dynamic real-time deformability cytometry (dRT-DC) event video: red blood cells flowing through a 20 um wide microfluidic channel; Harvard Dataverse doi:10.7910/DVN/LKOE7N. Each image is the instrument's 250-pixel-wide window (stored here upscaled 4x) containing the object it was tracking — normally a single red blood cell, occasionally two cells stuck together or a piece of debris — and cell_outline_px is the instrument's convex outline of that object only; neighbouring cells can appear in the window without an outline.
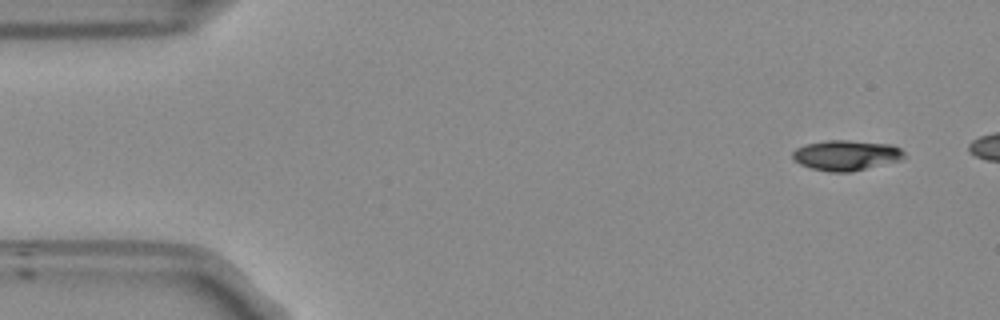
{"species": "Egyptian fruit bat (a non-hibernating species)", "species_latin": "Rousettus aegyptiacus", "temperature_condition": "room temperature", "stored_images_in_passage": 15, "camera_frame_rate_fps": 3000, "um_per_image_px": 0.085, "frame": {"image": 1, "passage_image": 3, "time_ms": 0.667, "image_size_px": [1000, 320], "cell_outline_px": [[908, 156], [904, 160], [852, 172], [828, 172], [812, 168], [800, 164], [792, 160], [792, 152], [796, 148], [804, 144], [828, 140], [848, 140], [892, 144], [900, 148]], "centroid_in_image_um": [71.97, 13.2], "position_along_channel_um": 13.0, "area_um2": 20.17}}